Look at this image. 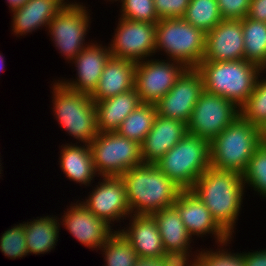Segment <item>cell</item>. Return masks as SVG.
I'll list each match as a JSON object with an SVG mask.
<instances>
[{"instance_id":"6da1fadb","label":"cell","mask_w":266,"mask_h":266,"mask_svg":"<svg viewBox=\"0 0 266 266\" xmlns=\"http://www.w3.org/2000/svg\"><path fill=\"white\" fill-rule=\"evenodd\" d=\"M191 190L206 205L216 222L231 237L235 235L247 192L242 174L210 166Z\"/></svg>"},{"instance_id":"7a4b0ae2","label":"cell","mask_w":266,"mask_h":266,"mask_svg":"<svg viewBox=\"0 0 266 266\" xmlns=\"http://www.w3.org/2000/svg\"><path fill=\"white\" fill-rule=\"evenodd\" d=\"M120 177L125 185L131 215H151L155 211L171 207L182 190L155 164L143 163Z\"/></svg>"},{"instance_id":"3957f363","label":"cell","mask_w":266,"mask_h":266,"mask_svg":"<svg viewBox=\"0 0 266 266\" xmlns=\"http://www.w3.org/2000/svg\"><path fill=\"white\" fill-rule=\"evenodd\" d=\"M51 82L50 108L56 124L67 136H72L74 141L68 143L89 145L98 133L96 106L91 95L70 90L55 78Z\"/></svg>"},{"instance_id":"277c9868","label":"cell","mask_w":266,"mask_h":266,"mask_svg":"<svg viewBox=\"0 0 266 266\" xmlns=\"http://www.w3.org/2000/svg\"><path fill=\"white\" fill-rule=\"evenodd\" d=\"M196 70L202 77L205 91L228 99L239 109L253 92L263 71L259 65L245 59L201 61Z\"/></svg>"},{"instance_id":"5b68a950","label":"cell","mask_w":266,"mask_h":266,"mask_svg":"<svg viewBox=\"0 0 266 266\" xmlns=\"http://www.w3.org/2000/svg\"><path fill=\"white\" fill-rule=\"evenodd\" d=\"M205 37L206 33L183 18L160 19L156 23L155 55L196 68L204 56Z\"/></svg>"},{"instance_id":"8992f818","label":"cell","mask_w":266,"mask_h":266,"mask_svg":"<svg viewBox=\"0 0 266 266\" xmlns=\"http://www.w3.org/2000/svg\"><path fill=\"white\" fill-rule=\"evenodd\" d=\"M260 145L258 126L240 115L210 141L211 166L242 174Z\"/></svg>"},{"instance_id":"52a82bcc","label":"cell","mask_w":266,"mask_h":266,"mask_svg":"<svg viewBox=\"0 0 266 266\" xmlns=\"http://www.w3.org/2000/svg\"><path fill=\"white\" fill-rule=\"evenodd\" d=\"M155 165L182 190L191 189L210 166V141L187 133Z\"/></svg>"},{"instance_id":"ba28073f","label":"cell","mask_w":266,"mask_h":266,"mask_svg":"<svg viewBox=\"0 0 266 266\" xmlns=\"http://www.w3.org/2000/svg\"><path fill=\"white\" fill-rule=\"evenodd\" d=\"M83 3L69 0L45 30L55 49L68 64L92 42V39H86L89 38L87 35L93 18L89 5L86 7Z\"/></svg>"},{"instance_id":"9c48e42d","label":"cell","mask_w":266,"mask_h":266,"mask_svg":"<svg viewBox=\"0 0 266 266\" xmlns=\"http://www.w3.org/2000/svg\"><path fill=\"white\" fill-rule=\"evenodd\" d=\"M89 146L98 176L120 177L143 164L140 144L117 132H98Z\"/></svg>"},{"instance_id":"30bf717a","label":"cell","mask_w":266,"mask_h":266,"mask_svg":"<svg viewBox=\"0 0 266 266\" xmlns=\"http://www.w3.org/2000/svg\"><path fill=\"white\" fill-rule=\"evenodd\" d=\"M108 43L112 57L142 62L155 56L156 24L118 17Z\"/></svg>"},{"instance_id":"8fae6325","label":"cell","mask_w":266,"mask_h":266,"mask_svg":"<svg viewBox=\"0 0 266 266\" xmlns=\"http://www.w3.org/2000/svg\"><path fill=\"white\" fill-rule=\"evenodd\" d=\"M98 183L92 184L85 199L79 201L92 213L100 219H103L115 231H118L123 225L124 220L131 215L124 182L117 176H99ZM97 184V185H96ZM119 223L120 227H116ZM115 226V228H114Z\"/></svg>"},{"instance_id":"7c38bea8","label":"cell","mask_w":266,"mask_h":266,"mask_svg":"<svg viewBox=\"0 0 266 266\" xmlns=\"http://www.w3.org/2000/svg\"><path fill=\"white\" fill-rule=\"evenodd\" d=\"M238 116L240 109L228 99L203 91L187 123L189 134L211 141Z\"/></svg>"},{"instance_id":"4fadbf2b","label":"cell","mask_w":266,"mask_h":266,"mask_svg":"<svg viewBox=\"0 0 266 266\" xmlns=\"http://www.w3.org/2000/svg\"><path fill=\"white\" fill-rule=\"evenodd\" d=\"M187 68L173 60L149 58L136 63L134 89L142 103L156 104Z\"/></svg>"},{"instance_id":"5bb4252c","label":"cell","mask_w":266,"mask_h":266,"mask_svg":"<svg viewBox=\"0 0 266 266\" xmlns=\"http://www.w3.org/2000/svg\"><path fill=\"white\" fill-rule=\"evenodd\" d=\"M59 217L60 226L81 245L98 252L115 230L75 199Z\"/></svg>"},{"instance_id":"9a60e30c","label":"cell","mask_w":266,"mask_h":266,"mask_svg":"<svg viewBox=\"0 0 266 266\" xmlns=\"http://www.w3.org/2000/svg\"><path fill=\"white\" fill-rule=\"evenodd\" d=\"M203 91L200 73L196 68H187L171 90L155 104L157 114L187 124Z\"/></svg>"},{"instance_id":"2e32d148","label":"cell","mask_w":266,"mask_h":266,"mask_svg":"<svg viewBox=\"0 0 266 266\" xmlns=\"http://www.w3.org/2000/svg\"><path fill=\"white\" fill-rule=\"evenodd\" d=\"M173 206L178 210L189 235L195 240L210 236L215 246L230 241L231 236L216 222L206 205L191 189L181 190Z\"/></svg>"},{"instance_id":"e0dca14e","label":"cell","mask_w":266,"mask_h":266,"mask_svg":"<svg viewBox=\"0 0 266 266\" xmlns=\"http://www.w3.org/2000/svg\"><path fill=\"white\" fill-rule=\"evenodd\" d=\"M97 42L93 40L70 62L69 65L74 66L76 71L75 78L61 77L56 80L70 90L91 95L98 86L106 62L112 56L108 44L104 45L101 40Z\"/></svg>"},{"instance_id":"ac0fdd59","label":"cell","mask_w":266,"mask_h":266,"mask_svg":"<svg viewBox=\"0 0 266 266\" xmlns=\"http://www.w3.org/2000/svg\"><path fill=\"white\" fill-rule=\"evenodd\" d=\"M244 60L242 19H223L206 33L202 61Z\"/></svg>"},{"instance_id":"d6986e66","label":"cell","mask_w":266,"mask_h":266,"mask_svg":"<svg viewBox=\"0 0 266 266\" xmlns=\"http://www.w3.org/2000/svg\"><path fill=\"white\" fill-rule=\"evenodd\" d=\"M151 215L158 225L164 249L169 256L179 261L197 257L200 249L192 250L195 248L192 246L195 245L196 240L193 241L194 239L189 235L174 206L155 211Z\"/></svg>"},{"instance_id":"ffe728a7","label":"cell","mask_w":266,"mask_h":266,"mask_svg":"<svg viewBox=\"0 0 266 266\" xmlns=\"http://www.w3.org/2000/svg\"><path fill=\"white\" fill-rule=\"evenodd\" d=\"M118 231L131 244L138 257H168L158 225L152 215L132 214ZM128 223V224H127Z\"/></svg>"},{"instance_id":"44dd1931","label":"cell","mask_w":266,"mask_h":266,"mask_svg":"<svg viewBox=\"0 0 266 266\" xmlns=\"http://www.w3.org/2000/svg\"><path fill=\"white\" fill-rule=\"evenodd\" d=\"M187 133V124L157 114L151 130L140 144L143 163L158 162Z\"/></svg>"},{"instance_id":"7402d4cb","label":"cell","mask_w":266,"mask_h":266,"mask_svg":"<svg viewBox=\"0 0 266 266\" xmlns=\"http://www.w3.org/2000/svg\"><path fill=\"white\" fill-rule=\"evenodd\" d=\"M69 0H28L11 13V34L25 37L37 30L46 29L51 20ZM44 27V28H43Z\"/></svg>"},{"instance_id":"603a6c76","label":"cell","mask_w":266,"mask_h":266,"mask_svg":"<svg viewBox=\"0 0 266 266\" xmlns=\"http://www.w3.org/2000/svg\"><path fill=\"white\" fill-rule=\"evenodd\" d=\"M58 165L64 177L80 187L95 183L98 174L94 168L92 153L88 144L63 143L59 145ZM97 177V178H95Z\"/></svg>"},{"instance_id":"cb8c5ba5","label":"cell","mask_w":266,"mask_h":266,"mask_svg":"<svg viewBox=\"0 0 266 266\" xmlns=\"http://www.w3.org/2000/svg\"><path fill=\"white\" fill-rule=\"evenodd\" d=\"M136 63L110 57L104 66L97 88L91 94L92 101L97 102L116 96L134 88Z\"/></svg>"},{"instance_id":"d4e9b609","label":"cell","mask_w":266,"mask_h":266,"mask_svg":"<svg viewBox=\"0 0 266 266\" xmlns=\"http://www.w3.org/2000/svg\"><path fill=\"white\" fill-rule=\"evenodd\" d=\"M98 132H116L123 120L142 102L133 88L116 96L94 102Z\"/></svg>"},{"instance_id":"484cf974","label":"cell","mask_w":266,"mask_h":266,"mask_svg":"<svg viewBox=\"0 0 266 266\" xmlns=\"http://www.w3.org/2000/svg\"><path fill=\"white\" fill-rule=\"evenodd\" d=\"M58 216L52 213L23 221L28 256L45 255L55 250L61 230Z\"/></svg>"},{"instance_id":"4316f807","label":"cell","mask_w":266,"mask_h":266,"mask_svg":"<svg viewBox=\"0 0 266 266\" xmlns=\"http://www.w3.org/2000/svg\"><path fill=\"white\" fill-rule=\"evenodd\" d=\"M244 59L266 70V22L242 19Z\"/></svg>"},{"instance_id":"83f0119b","label":"cell","mask_w":266,"mask_h":266,"mask_svg":"<svg viewBox=\"0 0 266 266\" xmlns=\"http://www.w3.org/2000/svg\"><path fill=\"white\" fill-rule=\"evenodd\" d=\"M156 115L155 104L141 103L123 120L116 132L141 144L151 130Z\"/></svg>"},{"instance_id":"f1b7e54d","label":"cell","mask_w":266,"mask_h":266,"mask_svg":"<svg viewBox=\"0 0 266 266\" xmlns=\"http://www.w3.org/2000/svg\"><path fill=\"white\" fill-rule=\"evenodd\" d=\"M183 19L204 33L223 20L217 0H190Z\"/></svg>"},{"instance_id":"f546056e","label":"cell","mask_w":266,"mask_h":266,"mask_svg":"<svg viewBox=\"0 0 266 266\" xmlns=\"http://www.w3.org/2000/svg\"><path fill=\"white\" fill-rule=\"evenodd\" d=\"M99 250L104 257L102 266H135L138 259L131 244L119 231H115Z\"/></svg>"},{"instance_id":"4dcf8cb0","label":"cell","mask_w":266,"mask_h":266,"mask_svg":"<svg viewBox=\"0 0 266 266\" xmlns=\"http://www.w3.org/2000/svg\"><path fill=\"white\" fill-rule=\"evenodd\" d=\"M246 189L266 200V146L260 145L242 173ZM250 187V188H249Z\"/></svg>"},{"instance_id":"1f68e13d","label":"cell","mask_w":266,"mask_h":266,"mask_svg":"<svg viewBox=\"0 0 266 266\" xmlns=\"http://www.w3.org/2000/svg\"><path fill=\"white\" fill-rule=\"evenodd\" d=\"M240 115L256 126L266 120V70L262 71L253 92L240 108Z\"/></svg>"},{"instance_id":"d6a6232c","label":"cell","mask_w":266,"mask_h":266,"mask_svg":"<svg viewBox=\"0 0 266 266\" xmlns=\"http://www.w3.org/2000/svg\"><path fill=\"white\" fill-rule=\"evenodd\" d=\"M0 252L10 260L28 256L23 222L14 224L1 233Z\"/></svg>"},{"instance_id":"836d02e7","label":"cell","mask_w":266,"mask_h":266,"mask_svg":"<svg viewBox=\"0 0 266 266\" xmlns=\"http://www.w3.org/2000/svg\"><path fill=\"white\" fill-rule=\"evenodd\" d=\"M233 239H235L234 236H232L227 243L216 246V249L210 248V246L205 249L204 247L200 248L197 258L205 266H245L240 252L237 251L234 253V250L230 249L229 244L232 243L231 241H233Z\"/></svg>"},{"instance_id":"e575fe53","label":"cell","mask_w":266,"mask_h":266,"mask_svg":"<svg viewBox=\"0 0 266 266\" xmlns=\"http://www.w3.org/2000/svg\"><path fill=\"white\" fill-rule=\"evenodd\" d=\"M119 5L120 11L117 17L154 24L160 20L154 0H121Z\"/></svg>"},{"instance_id":"d590c367","label":"cell","mask_w":266,"mask_h":266,"mask_svg":"<svg viewBox=\"0 0 266 266\" xmlns=\"http://www.w3.org/2000/svg\"><path fill=\"white\" fill-rule=\"evenodd\" d=\"M190 0H154L155 10L160 19L183 18Z\"/></svg>"},{"instance_id":"8d00e7d4","label":"cell","mask_w":266,"mask_h":266,"mask_svg":"<svg viewBox=\"0 0 266 266\" xmlns=\"http://www.w3.org/2000/svg\"><path fill=\"white\" fill-rule=\"evenodd\" d=\"M223 19L241 20L247 16L251 0H217Z\"/></svg>"},{"instance_id":"74e56055","label":"cell","mask_w":266,"mask_h":266,"mask_svg":"<svg viewBox=\"0 0 266 266\" xmlns=\"http://www.w3.org/2000/svg\"><path fill=\"white\" fill-rule=\"evenodd\" d=\"M250 251H242V253L240 251V256L245 266H266V247Z\"/></svg>"},{"instance_id":"f35d334b","label":"cell","mask_w":266,"mask_h":266,"mask_svg":"<svg viewBox=\"0 0 266 266\" xmlns=\"http://www.w3.org/2000/svg\"><path fill=\"white\" fill-rule=\"evenodd\" d=\"M179 260L168 257H138L135 266H179Z\"/></svg>"},{"instance_id":"ab89813d","label":"cell","mask_w":266,"mask_h":266,"mask_svg":"<svg viewBox=\"0 0 266 266\" xmlns=\"http://www.w3.org/2000/svg\"><path fill=\"white\" fill-rule=\"evenodd\" d=\"M246 17L254 21L266 22V0H251Z\"/></svg>"},{"instance_id":"60d3db41","label":"cell","mask_w":266,"mask_h":266,"mask_svg":"<svg viewBox=\"0 0 266 266\" xmlns=\"http://www.w3.org/2000/svg\"><path fill=\"white\" fill-rule=\"evenodd\" d=\"M258 134L260 144L266 146V120L258 125Z\"/></svg>"},{"instance_id":"b9f144b4","label":"cell","mask_w":266,"mask_h":266,"mask_svg":"<svg viewBox=\"0 0 266 266\" xmlns=\"http://www.w3.org/2000/svg\"><path fill=\"white\" fill-rule=\"evenodd\" d=\"M179 266H205L197 257L193 259H185L179 262Z\"/></svg>"},{"instance_id":"7bdbcfd3","label":"cell","mask_w":266,"mask_h":266,"mask_svg":"<svg viewBox=\"0 0 266 266\" xmlns=\"http://www.w3.org/2000/svg\"><path fill=\"white\" fill-rule=\"evenodd\" d=\"M26 1L28 0H5L8 8H9V12L21 7Z\"/></svg>"},{"instance_id":"ee69618b","label":"cell","mask_w":266,"mask_h":266,"mask_svg":"<svg viewBox=\"0 0 266 266\" xmlns=\"http://www.w3.org/2000/svg\"><path fill=\"white\" fill-rule=\"evenodd\" d=\"M5 56L0 53V73L5 70Z\"/></svg>"},{"instance_id":"f6af8a7d","label":"cell","mask_w":266,"mask_h":266,"mask_svg":"<svg viewBox=\"0 0 266 266\" xmlns=\"http://www.w3.org/2000/svg\"><path fill=\"white\" fill-rule=\"evenodd\" d=\"M0 155H1V152H0ZM1 157L2 156H0V178L3 176V175H1V174H3V170H2L3 169V166H2L3 163H1L2 162Z\"/></svg>"},{"instance_id":"bcb514c9","label":"cell","mask_w":266,"mask_h":266,"mask_svg":"<svg viewBox=\"0 0 266 266\" xmlns=\"http://www.w3.org/2000/svg\"><path fill=\"white\" fill-rule=\"evenodd\" d=\"M104 1H105V2L107 1L106 3H108V2L111 3V2H112L111 4H113L114 2H117V1H118L117 4H119L121 0H104Z\"/></svg>"}]
</instances>
